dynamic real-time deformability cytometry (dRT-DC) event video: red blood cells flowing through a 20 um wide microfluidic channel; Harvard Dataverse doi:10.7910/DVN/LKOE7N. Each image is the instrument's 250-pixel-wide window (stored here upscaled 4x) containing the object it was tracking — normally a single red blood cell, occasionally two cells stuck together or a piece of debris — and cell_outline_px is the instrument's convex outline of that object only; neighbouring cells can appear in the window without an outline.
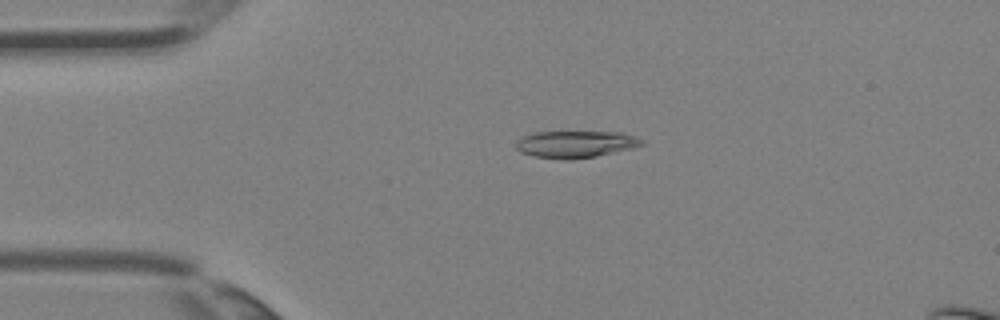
{"species": "Egyptian fruit bat (a non-hibernating species)", "species_latin": "Rousettus aegyptiacus", "temperature_condition": "room temperature", "stored_images_in_passage": 2, "camera_frame_rate_fps": 3000, "um_per_image_px": 0.085, "animal": {"sex": "female"}, "frame": {"image": 1, "passage_image": 1, "time_ms": 0.0, "image_size_px": [1000, 320], "cell_outline_px": [[644, 144], [632, 148], [596, 156], [568, 160], [536, 156], [520, 152], [516, 148], [516, 144], [524, 136], [536, 132], [620, 132], [636, 136], [644, 140]], "centroid_in_image_um": [48.97, 12.25], "position_along_channel_um": 36.0, "area_um2": 19.54}}